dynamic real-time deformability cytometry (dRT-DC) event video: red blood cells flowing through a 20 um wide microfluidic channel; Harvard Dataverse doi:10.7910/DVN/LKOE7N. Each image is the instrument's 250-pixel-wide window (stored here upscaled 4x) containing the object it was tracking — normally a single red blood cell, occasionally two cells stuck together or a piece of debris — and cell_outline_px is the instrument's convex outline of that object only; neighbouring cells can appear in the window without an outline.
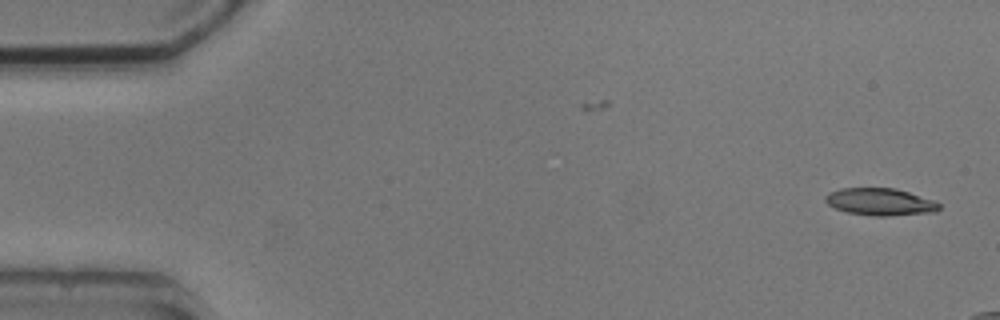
{"species": "common noctule bat (a hibernating species)", "species_latin": "Nyctalus noctula", "temperature_condition": "cold", "stored_images_in_passage": 2, "camera_frame_rate_fps": 3000, "um_per_image_px": 0.085, "animal": {"sex": "male", "body_mass_g": 20.5, "forearm_length_mm": 52.5}, "frame": {"image": 1, "passage_image": 2, "time_ms": 1.0, "image_size_px": [1000, 320], "cell_outline_px": [[940, 208], [936, 212], [888, 216], [876, 216], [848, 212], [836, 208], [828, 204], [824, 200], [824, 196], [828, 192], [840, 188], [896, 188], [936, 200], [940, 204]], "centroid_in_image_um": [74.84, 17.15], "position_along_channel_um": 10.2, "area_um2": 18.21}}